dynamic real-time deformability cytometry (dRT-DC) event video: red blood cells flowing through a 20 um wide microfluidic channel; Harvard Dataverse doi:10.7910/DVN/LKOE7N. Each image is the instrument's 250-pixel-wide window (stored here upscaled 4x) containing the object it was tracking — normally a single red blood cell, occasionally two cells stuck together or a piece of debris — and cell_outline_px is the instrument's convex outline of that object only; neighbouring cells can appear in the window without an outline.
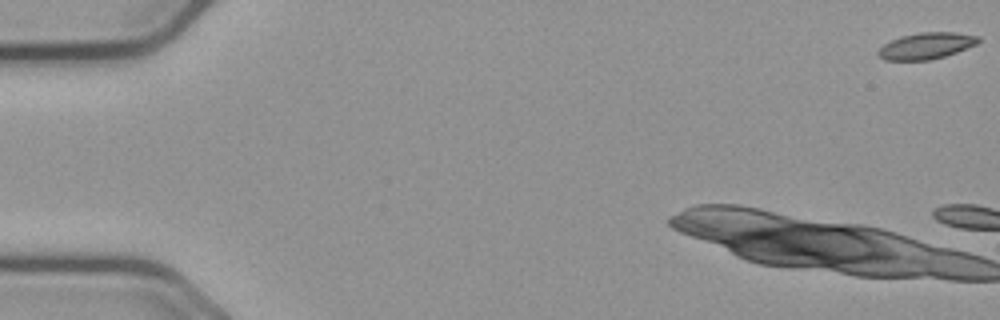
{"species": "common noctule bat (a hibernating species)", "species_latin": "Nyctalus noctula", "temperature_condition": "cold", "stored_images_in_passage": 4, "camera_frame_rate_fps": 3000, "um_per_image_px": 0.085, "animal": {"sex": "male", "body_mass_g": 23.1, "forearm_length_mm": 52.7}, "frame": {"image": 1, "passage_image": 1, "time_ms": 0.0, "image_size_px": [1000, 320], "cell_outline_px": [[980, 40], [976, 44], [956, 52], [944, 56], [928, 60], [888, 60], [880, 56], [880, 48], [884, 44], [900, 36], [920, 32], [952, 32], [980, 36]], "centroid_in_image_um": [78.77, 3.88], "position_along_channel_um": 6.2, "area_um2": 15.09}}